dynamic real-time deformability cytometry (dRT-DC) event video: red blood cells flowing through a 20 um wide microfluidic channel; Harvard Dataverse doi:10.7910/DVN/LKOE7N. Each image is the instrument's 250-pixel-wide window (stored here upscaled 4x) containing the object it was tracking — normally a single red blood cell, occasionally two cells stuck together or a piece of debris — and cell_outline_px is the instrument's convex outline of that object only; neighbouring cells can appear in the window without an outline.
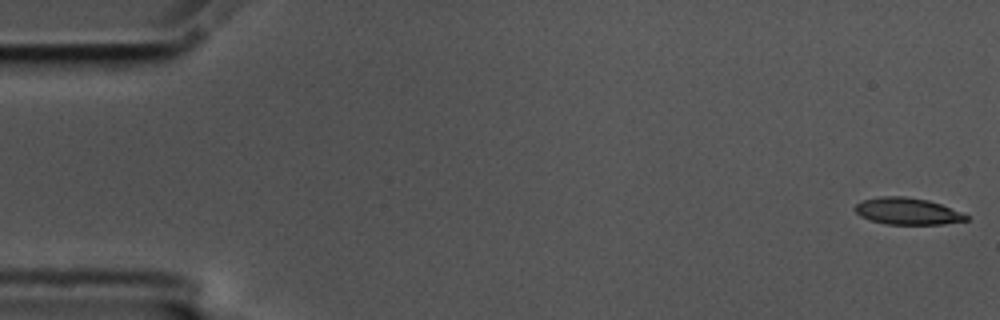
{"species": "common noctule bat (a hibernating species)", "species_latin": "Nyctalus noctula", "temperature_condition": "cold", "stored_images_in_passage": 4, "camera_frame_rate_fps": 3000, "um_per_image_px": 0.085, "animal": {"sex": "male", "body_mass_g": 17.5, "forearm_length_mm": 52.3}, "frame": {"image": 1, "passage_image": 1, "time_ms": 0.0, "image_size_px": [1000, 320], "cell_outline_px": [[968, 220], [944, 224], [884, 224], [868, 220], [860, 216], [852, 208], [856, 204], [864, 200], [880, 196], [904, 196], [928, 200], [940, 204], [960, 212], [968, 216]], "centroid_in_image_um": [77.08, 17.96], "position_along_channel_um": 7.9, "area_um2": 17.34}}